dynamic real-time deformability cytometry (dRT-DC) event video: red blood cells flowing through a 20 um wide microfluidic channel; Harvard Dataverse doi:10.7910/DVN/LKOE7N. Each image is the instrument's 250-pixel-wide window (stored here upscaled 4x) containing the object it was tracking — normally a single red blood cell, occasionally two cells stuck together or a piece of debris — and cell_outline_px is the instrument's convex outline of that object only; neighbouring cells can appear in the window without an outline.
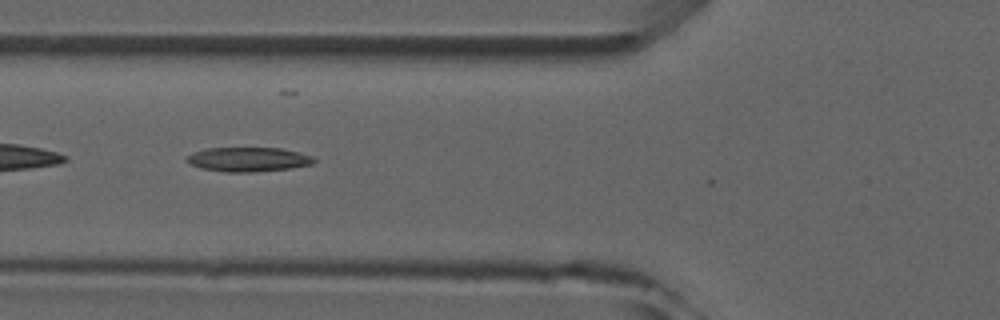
{"species": "common noctule bat (a hibernating species)", "species_latin": "Nyctalus noctula", "temperature_condition": "room temperature", "stored_images_in_passage": 6, "camera_frame_rate_fps": 3000, "um_per_image_px": 0.085, "animal": {"sex": "male", "forearm_length_mm": 52.5}, "frame": {"image": 1, "passage_image": 5, "time_ms": 4.667, "image_size_px": [1000, 320], "cell_outline_px": [[316, 160], [312, 164], [292, 168], [256, 172], [224, 172], [200, 168], [184, 160], [192, 152], [208, 148], [280, 148], [312, 156]], "centroid_in_image_um": [21.08, 13.56], "position_along_channel_um": 104.7, "area_um2": 18.03}}
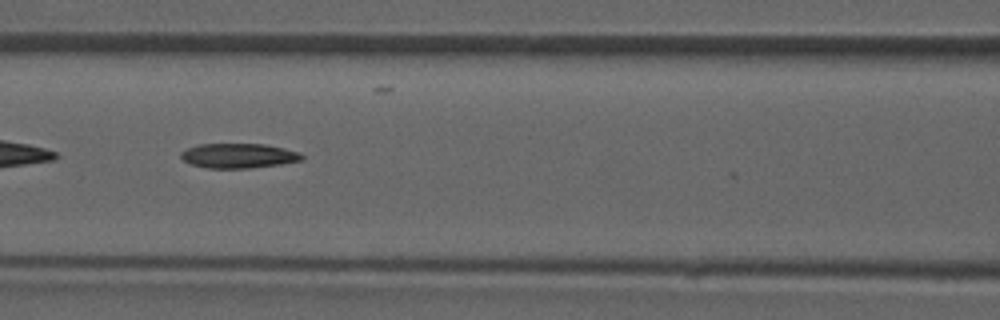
{"frame": {"image": 2, "passage_image": 6, "time_ms": 5.667, "image_size_px": [1000, 320], "cell_outline_px": [[304, 160], [280, 164], [248, 168], [208, 168], [192, 164], [184, 160], [180, 156], [180, 152], [188, 148], [200, 144], [264, 144], [284, 148], [300, 152], [304, 156]], "centroid_in_image_um": [20.31, 13.23], "position_along_channel_um": 146.3, "area_um2": 17.34}}